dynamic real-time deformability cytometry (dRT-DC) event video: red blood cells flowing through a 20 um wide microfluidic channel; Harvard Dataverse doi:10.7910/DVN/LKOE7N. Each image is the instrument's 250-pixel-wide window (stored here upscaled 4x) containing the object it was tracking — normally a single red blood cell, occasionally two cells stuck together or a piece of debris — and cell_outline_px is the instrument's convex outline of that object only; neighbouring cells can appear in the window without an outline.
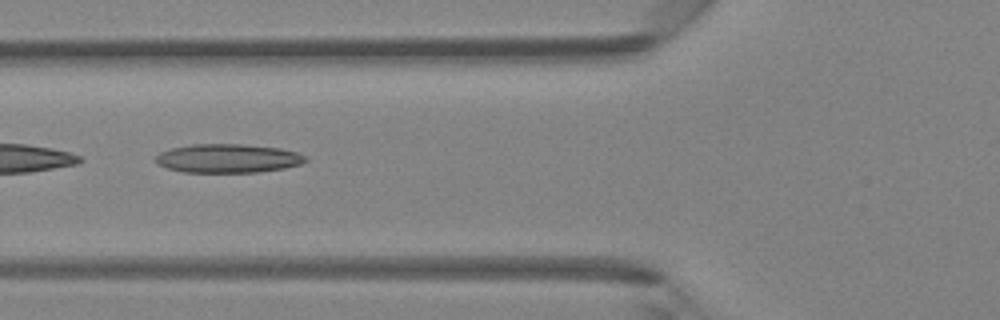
{"species": "Egyptian fruit bat (a non-hibernating species)", "species_latin": "Rousettus aegyptiacus", "temperature_condition": "room temperature", "stored_images_in_passage": 5, "camera_frame_rate_fps": 3000, "um_per_image_px": 0.085, "animal": {"sex": "female"}, "frame": {"image": 1, "passage_image": 5, "time_ms": 4.333, "image_size_px": [1000, 320], "cell_outline_px": [[308, 160], [300, 164], [284, 168], [260, 172], [184, 172], [168, 168], [156, 164], [156, 156], [160, 152], [172, 148], [192, 144], [240, 144], [280, 148], [296, 152], [308, 156]], "centroid_in_image_um": [19.39, 13.46], "position_along_channel_um": 106.4, "area_um2": 25.14}}